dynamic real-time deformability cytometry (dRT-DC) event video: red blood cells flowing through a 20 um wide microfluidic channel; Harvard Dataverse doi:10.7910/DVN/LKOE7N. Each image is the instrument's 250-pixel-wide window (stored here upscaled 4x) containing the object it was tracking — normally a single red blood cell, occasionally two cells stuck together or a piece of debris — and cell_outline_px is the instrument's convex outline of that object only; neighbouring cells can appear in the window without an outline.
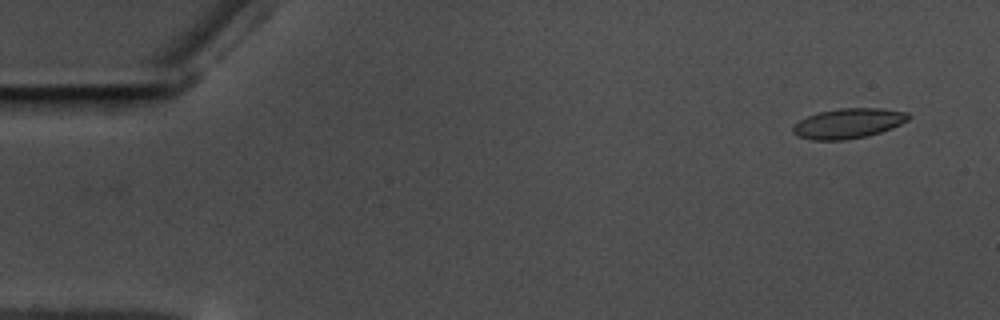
{"species": "common noctule bat (a hibernating species)", "species_latin": "Nyctalus noctula", "temperature_condition": "warm", "stored_images_in_passage": 47, "camera_frame_rate_fps": 3000, "um_per_image_px": 0.085, "animal": {"sex": "male", "body_mass_g": 17.5, "forearm_length_mm": 52.3}, "frame": {"image": 1, "passage_image": 1, "time_ms": 0.0, "image_size_px": [1000, 320], "cell_outline_px": [[912, 116], [908, 120], [892, 128], [868, 136], [844, 140], [812, 140], [796, 136], [792, 132], [792, 128], [800, 120], [816, 112], [840, 108], [884, 108], [908, 112]], "centroid_in_image_um": [72.12, 10.48], "position_along_channel_um": 12.9, "area_um2": 20.4}}
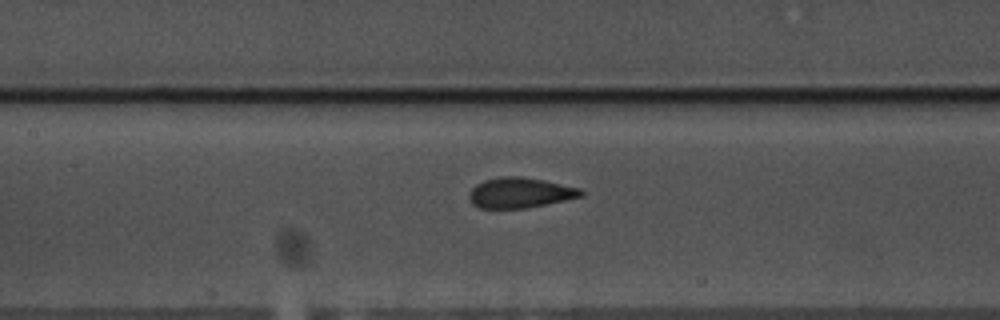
{"frame": {"image": 2, "passage_image": 24, "time_ms": 7.667, "image_size_px": [1000, 320], "cell_outline_px": [[584, 196], [524, 208], [480, 208], [472, 204], [468, 196], [472, 188], [476, 184], [484, 180], [500, 176], [520, 176], [544, 180], [580, 188], [584, 192]], "centroid_in_image_um": [44.19, 16.37], "position_along_channel_um": 163.2, "area_um2": 19.71}}
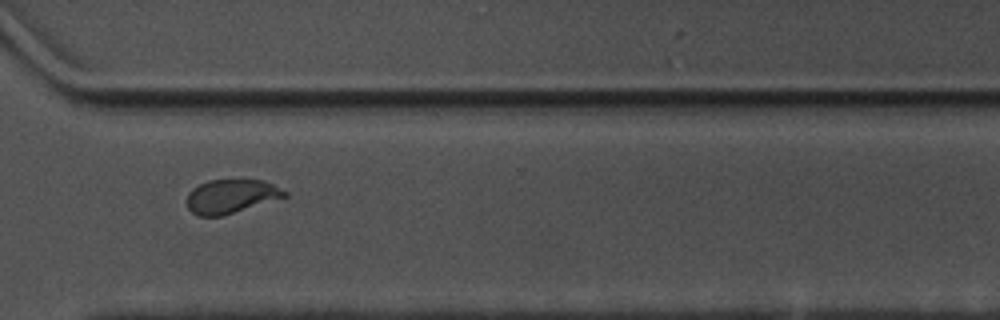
{"frame": {"image": 3, "passage_image": 40, "time_ms": 13.0, "image_size_px": [1000, 320], "cell_outline_px": [[288, 196], [224, 216], [200, 216], [192, 212], [188, 208], [188, 192], [192, 188], [208, 180], [264, 180], [288, 192]], "centroid_in_image_um": [19.66, 16.69], "position_along_channel_um": 350.9, "area_um2": 19.31}, "authors_computed_cell_mechanics": {"area_um2": 20.1722, "velocity_mm_per_s": 3.5244, "shape_relaxation_time_tau1_ms": 5.9081, "shape_relaxation_time_tau2_ms": null, "deformation_change_tau1": 0.1671, "deformation_change_tau2": null}}